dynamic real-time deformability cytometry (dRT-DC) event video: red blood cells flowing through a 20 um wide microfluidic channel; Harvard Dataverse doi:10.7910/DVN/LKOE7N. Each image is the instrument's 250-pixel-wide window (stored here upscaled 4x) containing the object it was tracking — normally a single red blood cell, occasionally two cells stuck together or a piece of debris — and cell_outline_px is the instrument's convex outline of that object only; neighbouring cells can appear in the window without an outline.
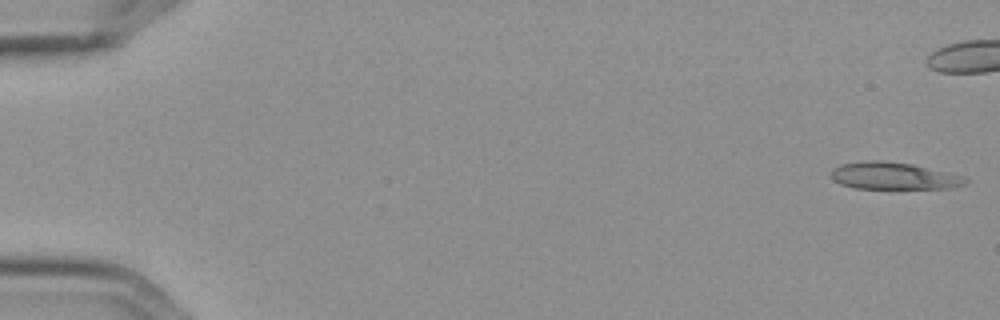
{"species": "Egyptian fruit bat (a non-hibernating species)", "species_latin": "Rousettus aegyptiacus", "temperature_condition": "cold", "stored_images_in_passage": 6, "camera_frame_rate_fps": 3000, "um_per_image_px": 0.085, "frame": {"image": 1, "passage_image": 1, "time_ms": 0.0, "image_size_px": [1000, 320], "cell_outline_px": [[968, 180], [964, 184], [952, 188], [856, 188], [840, 184], [832, 180], [828, 176], [832, 168], [840, 164], [864, 160], [880, 160], [912, 164], [960, 176]], "centroid_in_image_um": [75.83, 14.94], "position_along_channel_um": 9.2, "area_um2": 21.1}}
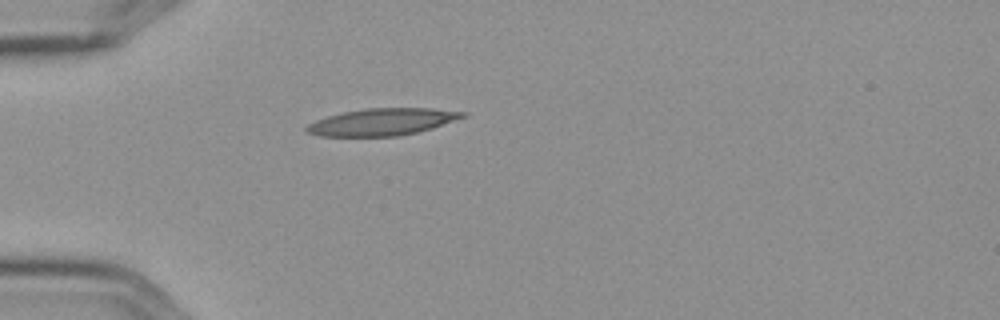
{"frame": {"image": 2, "passage_image": 6, "time_ms": 1.667, "image_size_px": [1000, 320], "cell_outline_px": [[468, 116], [432, 128], [416, 132], [396, 136], [320, 136], [308, 132], [304, 128], [308, 124], [316, 120], [328, 116], [344, 112], [364, 108], [432, 108], [468, 112]], "centroid_in_image_um": [32.52, 10.35], "position_along_channel_um": 52.5, "area_um2": 24.51}}